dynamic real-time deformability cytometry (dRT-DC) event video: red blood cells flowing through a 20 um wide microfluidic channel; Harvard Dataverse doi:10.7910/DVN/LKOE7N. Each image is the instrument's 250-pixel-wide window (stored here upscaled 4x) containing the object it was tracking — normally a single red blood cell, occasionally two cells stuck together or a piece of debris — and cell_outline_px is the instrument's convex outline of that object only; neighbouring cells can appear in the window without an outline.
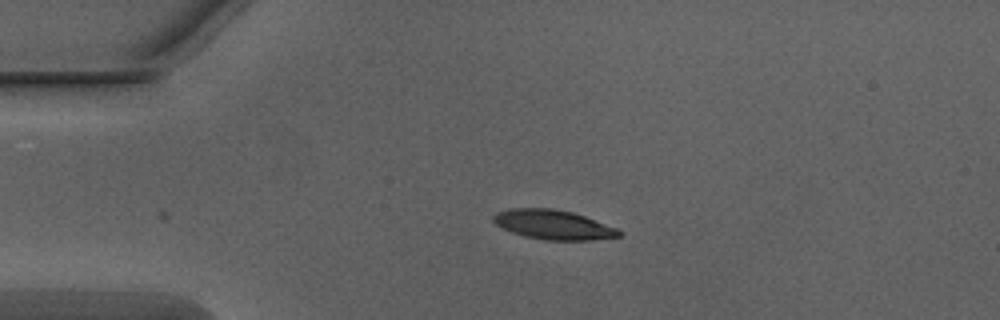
{"species": "Egyptian fruit bat (a non-hibernating species)", "species_latin": "Rousettus aegyptiacus", "temperature_condition": "warm", "stored_images_in_passage": 29, "camera_frame_rate_fps": 3000, "um_per_image_px": 0.085, "animal": {"sex": "male"}, "frame": {"image": 1, "passage_image": 1, "time_ms": 0.0, "image_size_px": [1000, 320], "cell_outline_px": [[624, 232], [620, 236], [592, 240], [544, 240], [524, 236], [512, 232], [496, 224], [492, 220], [492, 216], [496, 212], [512, 208], [552, 208], [572, 212], [584, 216], [616, 228]], "centroid_in_image_um": [47.02, 19.1], "position_along_channel_um": 38.0, "area_um2": 21.5}}
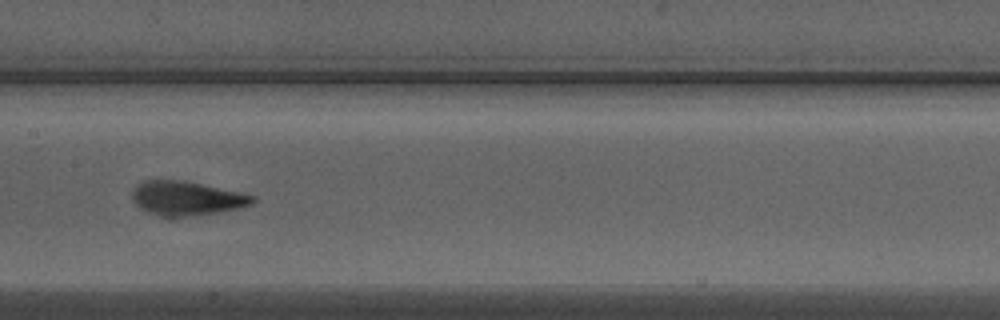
{"frame": {"image": 2, "passage_image": 15, "time_ms": 4.667, "image_size_px": [1000, 320], "cell_outline_px": [[256, 200], [252, 204], [240, 208], [220, 212], [172, 220], [168, 220], [148, 212], [140, 208], [132, 200], [132, 192], [136, 184], [144, 180], [184, 180], [240, 192], [256, 196]], "centroid_in_image_um": [15.84, 16.89], "position_along_channel_um": 191.6, "area_um2": 24.8}}
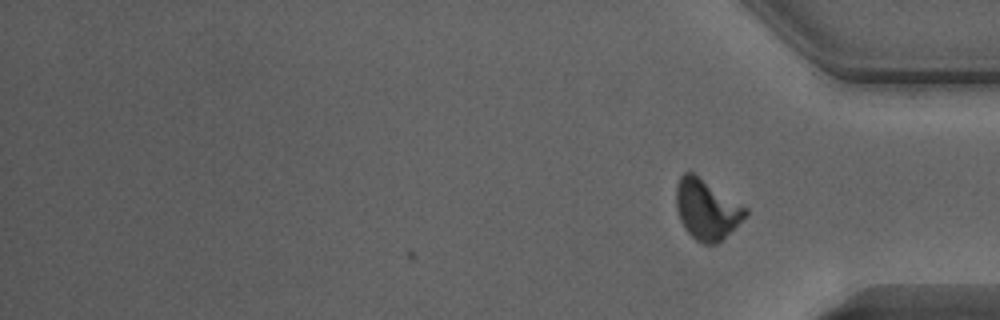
{"frame": {"image": 3, "passage_image": 29, "time_ms": 9.333, "image_size_px": [1000, 320], "cell_outline_px": [[748, 212], [716, 244], [704, 244], [696, 240], [684, 228], [680, 220], [676, 208], [676, 184], [680, 176], [684, 172], [692, 172], [748, 208]], "centroid_in_image_um": [60.01, 17.78], "position_along_channel_um": 375.2, "area_um2": 23.76}, "authors_computed_cell_mechanics": {"area_um2": 23.2356, "velocity_mm_per_s": 4.0264, "shape_relaxation_time_tau1_ms": 2.7191, "shape_relaxation_time_tau2_ms": 1.206, "deformation_change_tau1": 0.1514, "deformation_change_tau2": 0.0716}}